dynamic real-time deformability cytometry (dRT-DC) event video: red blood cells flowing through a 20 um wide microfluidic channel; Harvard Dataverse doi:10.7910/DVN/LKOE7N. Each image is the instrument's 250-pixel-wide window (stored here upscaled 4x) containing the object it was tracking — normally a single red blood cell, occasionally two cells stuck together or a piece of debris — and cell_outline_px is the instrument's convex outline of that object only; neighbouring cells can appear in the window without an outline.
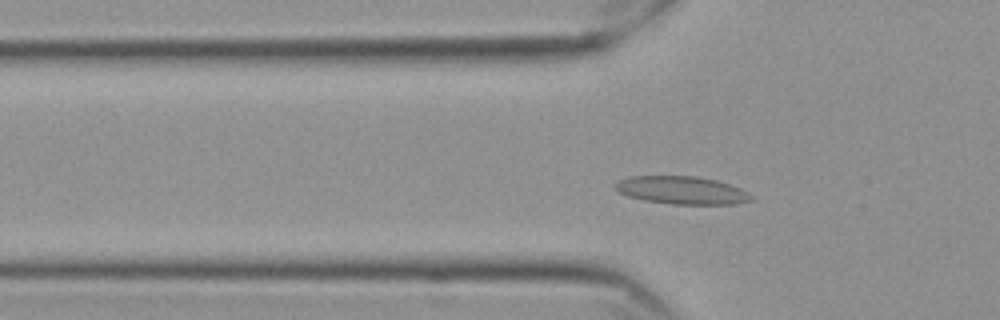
{"species": "Egyptian fruit bat (a non-hibernating species)", "species_latin": "Rousettus aegyptiacus", "temperature_condition": "cold", "stored_images_in_passage": 48, "camera_frame_rate_fps": 3000, "um_per_image_px": 0.085, "frame": {"image": 1, "passage_image": 8, "time_ms": 2.333, "image_size_px": [1000, 320], "cell_outline_px": [[756, 196], [752, 200], [736, 204], [672, 204], [644, 200], [628, 196], [616, 192], [612, 184], [628, 176], [696, 176], [716, 180], [740, 188]], "centroid_in_image_um": [57.94, 16.17], "position_along_channel_um": 67.9, "area_um2": 22.31}}
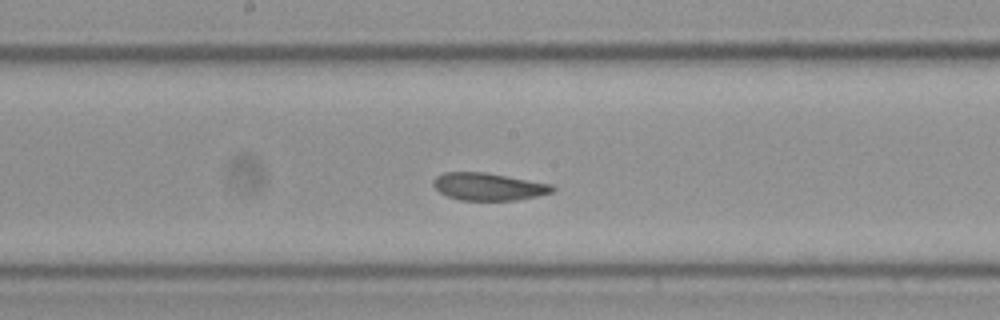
{"frame": {"image": 2, "passage_image": 20, "time_ms": 6.333, "image_size_px": [1000, 320], "cell_outline_px": [[556, 188], [552, 192], [536, 196], [516, 200], [460, 200], [448, 196], [440, 192], [432, 184], [432, 180], [436, 176], [444, 172], [484, 172], [552, 184]], "centroid_in_image_um": [41.5, 15.86], "position_along_channel_um": 206.7, "area_um2": 18.96}}
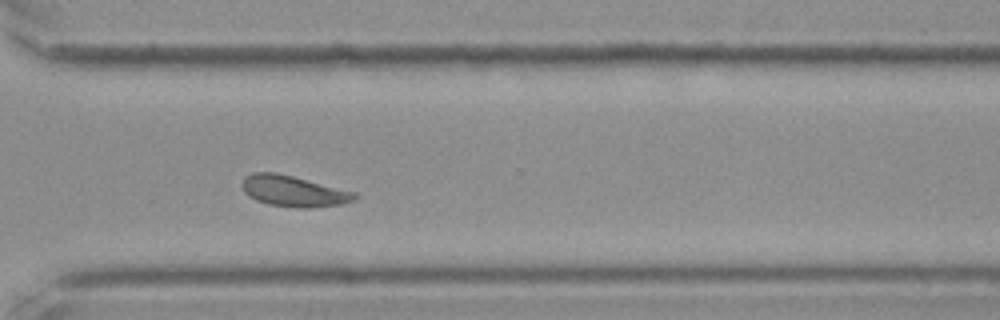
{"frame": {"image": 3, "passage_image": 32, "time_ms": 10.333, "image_size_px": [1000, 320], "cell_outline_px": [[356, 196], [352, 200], [340, 204], [308, 208], [296, 208], [268, 204], [256, 200], [248, 196], [244, 192], [240, 184], [244, 176], [252, 172], [276, 172], [356, 192]], "centroid_in_image_um": [24.87, 16.24], "position_along_channel_um": 345.7, "area_um2": 20.29}}